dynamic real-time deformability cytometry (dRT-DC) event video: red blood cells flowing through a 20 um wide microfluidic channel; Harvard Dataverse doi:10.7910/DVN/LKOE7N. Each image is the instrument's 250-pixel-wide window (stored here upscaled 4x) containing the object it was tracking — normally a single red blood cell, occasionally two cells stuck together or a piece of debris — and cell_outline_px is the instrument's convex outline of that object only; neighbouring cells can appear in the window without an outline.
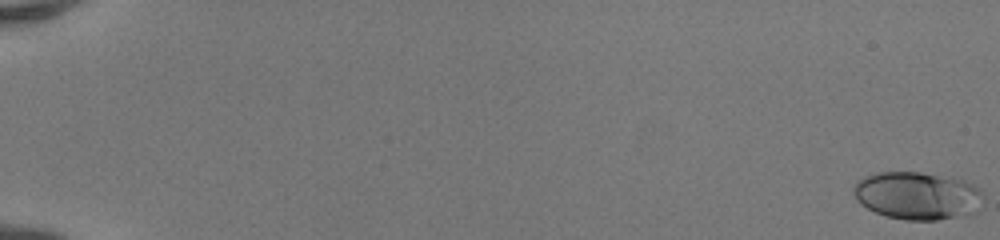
{"species": "human", "species_latin": "Homo sapiens", "temperature_condition": "room temperature", "stored_images_in_passage": 52, "camera_frame_rate_fps": 3000, "um_per_image_px": 0.085, "donor": {"sex": "female"}, "frame": {"image": 1, "passage_image": 1, "time_ms": 0.0, "image_size_px": [1000, 240], "cell_outline_px": [[984, 200], [976, 212], [968, 216], [936, 220], [904, 220], [888, 216], [876, 212], [860, 204], [856, 200], [852, 188], [856, 180], [864, 176], [876, 172], [920, 172], [948, 176], [964, 180], [980, 188], [984, 196]], "centroid_in_image_um": [78.01, 16.63], "position_along_channel_um": 7.0, "area_um2": 36.82}}
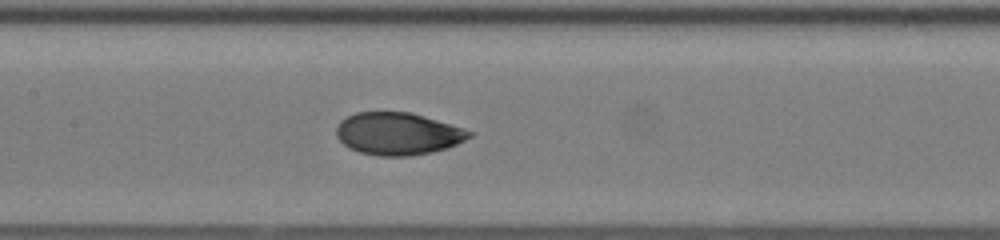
{"frame": {"image": 2, "passage_image": 28, "time_ms": 9.0, "image_size_px": [1000, 240], "cell_outline_px": [[472, 136], [448, 148], [432, 152], [412, 156], [380, 156], [360, 152], [348, 148], [336, 136], [336, 128], [340, 120], [356, 112], [412, 112], [464, 128], [472, 132]], "centroid_in_image_um": [33.82, 11.36], "position_along_channel_um": 173.6, "area_um2": 32.95}}
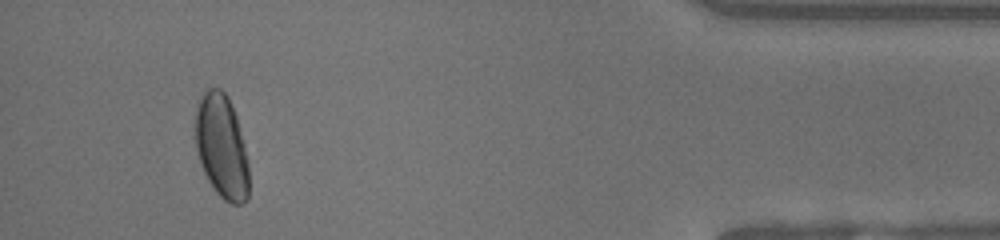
{"frame": {"image": 3, "passage_image": 49, "time_ms": 16.0, "image_size_px": [1000, 240], "cell_outline_px": [[248, 200], [244, 204], [232, 204], [224, 200], [216, 192], [208, 180], [200, 164], [196, 148], [196, 112], [200, 96], [208, 88], [220, 88], [228, 96], [236, 116], [244, 144], [248, 164]], "centroid_in_image_um": [18.85, 12.47], "position_along_channel_um": 416.4, "area_um2": 32.37}, "authors_computed_cell_mechanics": {"area_um2": 33.0327, "velocity_mm_per_s": 4.1814, "shape_relaxation_time_tau1_ms": 3.5487, "shape_relaxation_time_tau2_ms": 0.7407, "deformation_change_tau1": 0.1688, "deformation_change_tau2": 0.0401}}